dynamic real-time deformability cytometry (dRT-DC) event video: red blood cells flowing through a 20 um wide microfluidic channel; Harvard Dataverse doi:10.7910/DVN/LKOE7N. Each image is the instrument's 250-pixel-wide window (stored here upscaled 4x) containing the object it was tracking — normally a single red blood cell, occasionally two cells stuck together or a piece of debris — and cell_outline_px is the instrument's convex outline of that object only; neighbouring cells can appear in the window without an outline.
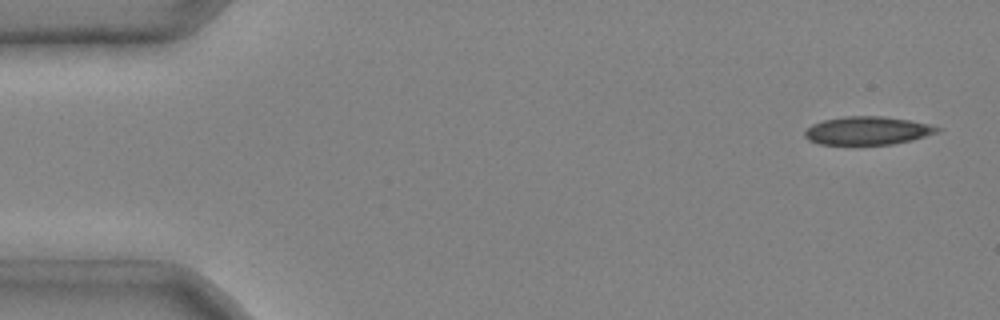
{"species": "common noctule bat (a hibernating species)", "species_latin": "Nyctalus noctula", "temperature_condition": "cold", "stored_images_in_passage": 4, "camera_frame_rate_fps": 3000, "um_per_image_px": 0.085, "animal": {"sex": "male", "body_mass_g": 20.4}, "frame": {"image": 1, "passage_image": 1, "time_ms": 0.0, "image_size_px": [1000, 320], "cell_outline_px": [[944, 128], [940, 132], [912, 140], [892, 144], [820, 144], [808, 140], [804, 136], [804, 132], [812, 124], [824, 120], [844, 116], [884, 116], [908, 120], [928, 124]], "centroid_in_image_um": [73.77, 11.1], "position_along_channel_um": 11.2, "area_um2": 21.79}}
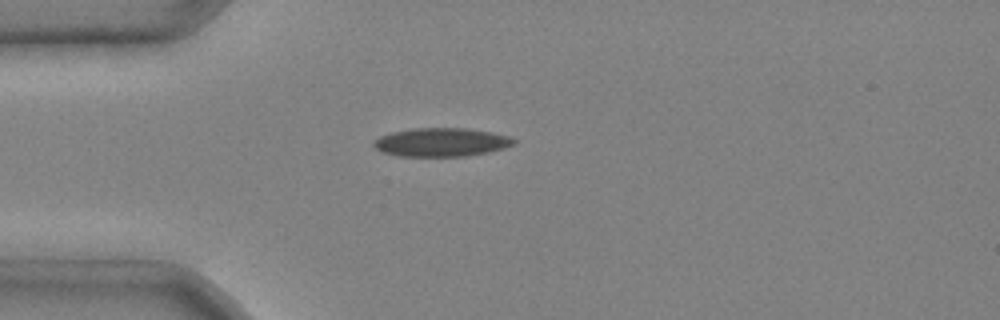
{"frame": {"image": 2, "passage_image": 4, "time_ms": 1.0, "image_size_px": [1000, 320], "cell_outline_px": [[516, 144], [504, 148], [488, 152], [464, 156], [400, 156], [380, 152], [372, 144], [380, 136], [392, 132], [416, 128], [464, 128], [492, 132], [512, 136], [516, 140]], "centroid_in_image_um": [37.55, 12.09], "position_along_channel_um": 47.5, "area_um2": 23.35}}